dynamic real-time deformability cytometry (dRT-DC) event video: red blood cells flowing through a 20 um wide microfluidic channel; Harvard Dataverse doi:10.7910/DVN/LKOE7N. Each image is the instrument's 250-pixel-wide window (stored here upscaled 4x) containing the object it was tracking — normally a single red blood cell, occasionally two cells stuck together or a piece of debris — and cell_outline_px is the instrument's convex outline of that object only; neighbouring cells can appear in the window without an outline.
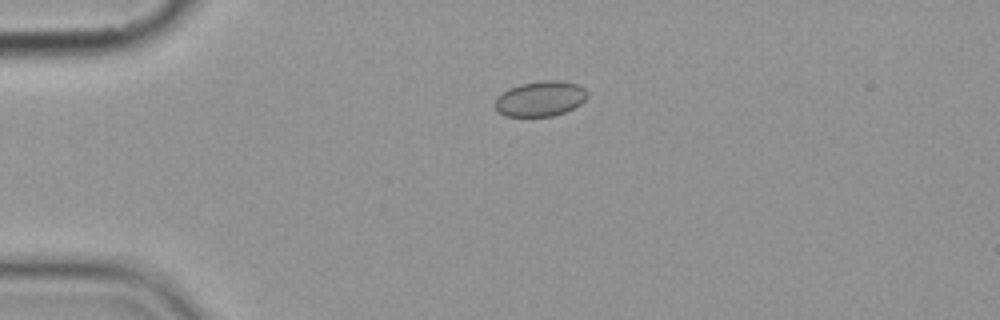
{"species": "common noctule bat (a hibernating species)", "species_latin": "Nyctalus noctula", "temperature_condition": "cold", "stored_images_in_passage": 7, "camera_frame_rate_fps": 3000, "um_per_image_px": 0.085, "animal": {"sex": "female", "body_mass_g": 19.9}, "frame": {"image": 1, "passage_image": 1, "time_ms": 0.0, "image_size_px": [1000, 320], "cell_outline_px": [[588, 96], [580, 104], [564, 112], [552, 116], [504, 116], [496, 112], [492, 104], [496, 96], [508, 88], [520, 84], [540, 80], [564, 80], [576, 84], [584, 88], [588, 92]], "centroid_in_image_um": [45.86, 8.38], "position_along_channel_um": 39.1, "area_um2": 19.36}}
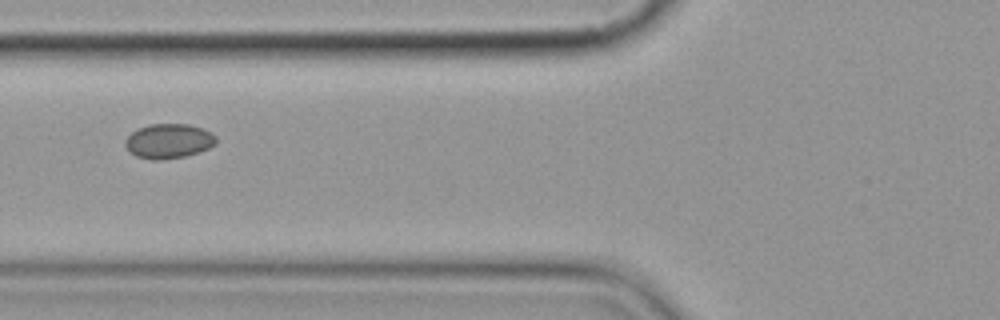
{"frame": {"image": 2, "passage_image": 3, "time_ms": 3.0, "image_size_px": [1000, 320], "cell_outline_px": [[216, 144], [208, 148], [184, 156], [160, 160], [152, 160], [136, 156], [124, 144], [124, 140], [132, 132], [148, 124], [188, 124], [204, 128], [212, 132], [216, 136]], "centroid_in_image_um": [14.35, 11.98], "position_along_channel_um": 111.4, "area_um2": 18.26}}
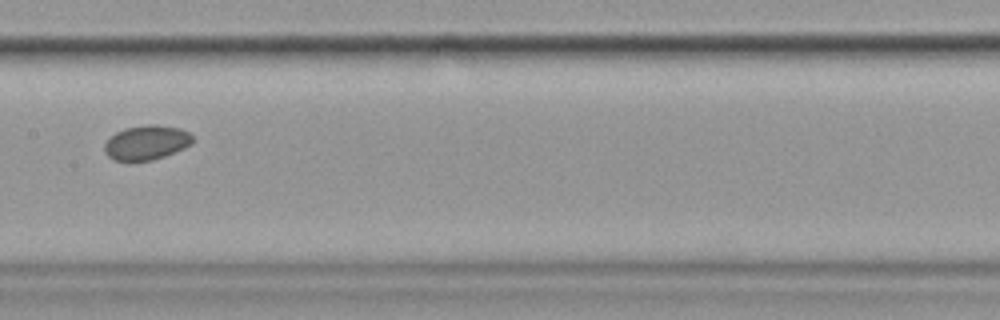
{"frame": {"image": 3, "passage_image": 5, "time_ms": 5.333, "image_size_px": [1000, 320], "cell_outline_px": [[192, 144], [184, 148], [164, 156], [152, 160], [112, 160], [104, 152], [104, 144], [116, 132], [124, 128], [148, 124], [156, 124], [180, 128], [188, 132], [192, 136]], "centroid_in_image_um": [12.45, 12.11], "position_along_channel_um": 195.0, "area_um2": 17.63}}